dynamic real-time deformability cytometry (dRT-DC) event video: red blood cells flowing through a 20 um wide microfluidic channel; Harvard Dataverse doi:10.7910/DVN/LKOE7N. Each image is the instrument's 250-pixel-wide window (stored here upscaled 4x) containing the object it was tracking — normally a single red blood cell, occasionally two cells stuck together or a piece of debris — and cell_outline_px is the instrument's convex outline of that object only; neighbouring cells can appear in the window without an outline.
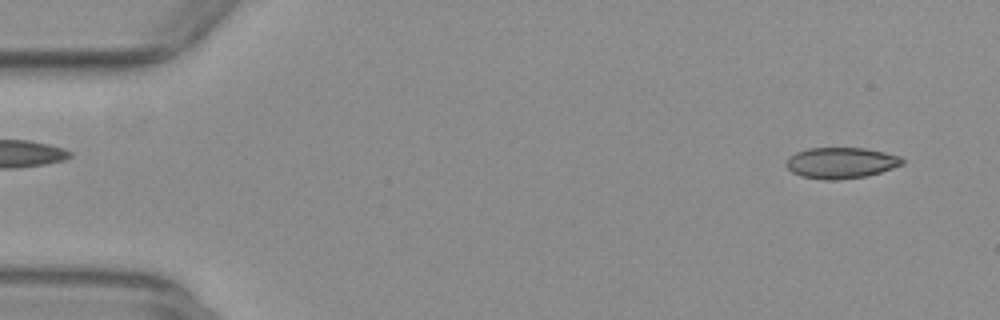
{"species": "common noctule bat (a hibernating species)", "species_latin": "Nyctalus noctula", "temperature_condition": "warm", "stored_images_in_passage": 13, "camera_frame_rate_fps": 3000, "um_per_image_px": 0.085, "animal": {"sex": "female", "body_mass_g": 29.2, "forearm_length_mm": 56.3}, "frame": {"image": 1, "passage_image": 3, "time_ms": 0.667, "image_size_px": [1000, 320], "cell_outline_px": [[904, 164], [868, 176], [836, 180], [824, 180], [800, 176], [792, 172], [784, 164], [796, 152], [808, 148], [864, 148], [884, 152], [900, 156], [904, 160]], "centroid_in_image_um": [71.49, 13.85], "position_along_channel_um": 13.5, "area_um2": 20.98}}